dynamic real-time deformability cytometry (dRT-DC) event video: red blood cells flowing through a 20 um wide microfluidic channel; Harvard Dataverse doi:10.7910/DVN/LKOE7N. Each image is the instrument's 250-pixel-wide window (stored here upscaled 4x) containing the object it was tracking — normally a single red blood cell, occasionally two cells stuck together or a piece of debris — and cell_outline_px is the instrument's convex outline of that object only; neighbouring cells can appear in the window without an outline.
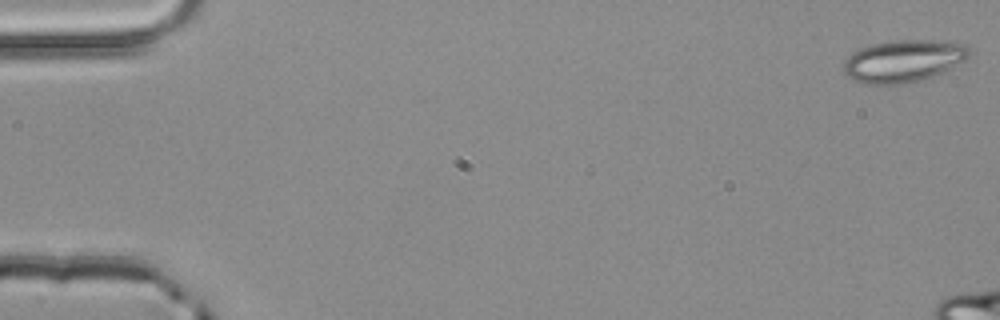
{"species": "common noctule bat (a hibernating species)", "species_latin": "Nyctalus noctula", "temperature_condition": "room temperature", "stored_images_in_passage": 5, "camera_frame_rate_fps": 3000, "um_per_image_px": 0.085, "animal": {"sex": "male", "body_mass_g": 20.4}, "frame": {"image": 1, "passage_image": 1, "time_ms": 0.0, "image_size_px": [1000, 320], "cell_outline_px": [[972, 56], [932, 76], [904, 84], [868, 84], [852, 80], [844, 72], [844, 60], [852, 52], [860, 48], [872, 44], [892, 40], [928, 40], [964, 44], [972, 52]], "centroid_in_image_um": [76.75, 5.18], "position_along_channel_um": 8.2, "area_um2": 30.69}}